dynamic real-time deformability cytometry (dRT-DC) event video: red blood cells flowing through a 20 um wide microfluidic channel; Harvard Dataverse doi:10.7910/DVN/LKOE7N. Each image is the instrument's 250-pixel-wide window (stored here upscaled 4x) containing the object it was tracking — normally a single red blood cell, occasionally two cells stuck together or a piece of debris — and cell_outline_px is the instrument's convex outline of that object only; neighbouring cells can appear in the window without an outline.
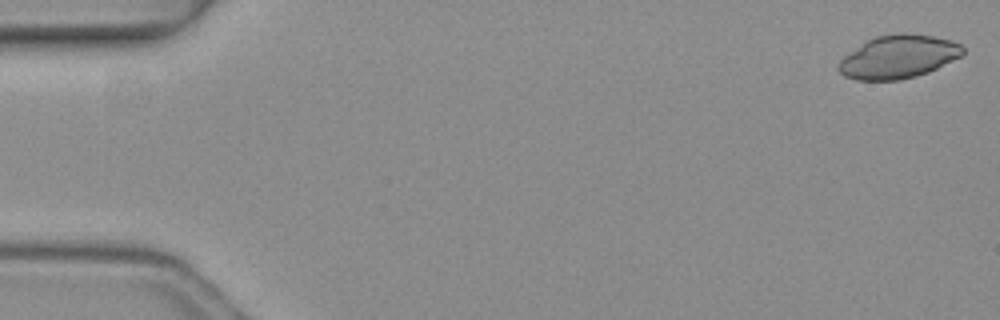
{"species": "common noctule bat (a hibernating species)", "species_latin": "Nyctalus noctula", "temperature_condition": "warm", "stored_images_in_passage": 6, "camera_frame_rate_fps": 3000, "um_per_image_px": 0.085, "animal": {"sex": "female", "body_mass_g": 19.3, "forearm_length_mm": 54.1}, "frame": {"image": 1, "passage_image": 1, "time_ms": 0.0, "image_size_px": [1000, 320], "cell_outline_px": [[964, 52], [960, 56], [928, 72], [916, 76], [900, 80], [856, 80], [844, 76], [836, 68], [840, 60], [844, 56], [868, 40], [876, 36], [900, 32], [908, 32], [932, 36], [952, 40], [960, 44], [964, 48]], "centroid_in_image_um": [76.35, 4.82], "position_along_channel_um": 8.7, "area_um2": 31.21}}